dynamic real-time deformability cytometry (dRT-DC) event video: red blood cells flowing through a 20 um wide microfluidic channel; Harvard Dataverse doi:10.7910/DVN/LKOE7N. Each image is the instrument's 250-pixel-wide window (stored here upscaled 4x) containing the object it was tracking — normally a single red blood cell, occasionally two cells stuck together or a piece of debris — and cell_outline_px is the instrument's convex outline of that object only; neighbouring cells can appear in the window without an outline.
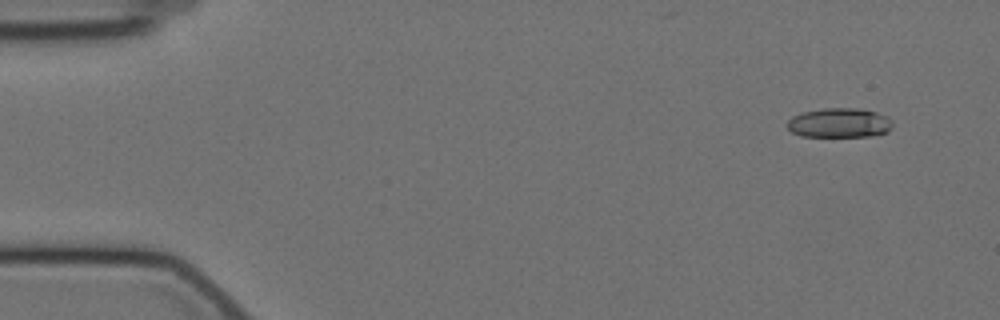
{"species": "Egyptian fruit bat (a non-hibernating species)", "species_latin": "Rousettus aegyptiacus", "temperature_condition": "cold", "stored_images_in_passage": 56, "camera_frame_rate_fps": 3000, "um_per_image_px": 0.085, "animal": {"sex": "female"}, "frame": {"image": 1, "passage_image": 5, "time_ms": 1.333, "image_size_px": [1000, 320], "cell_outline_px": [[892, 128], [888, 132], [872, 136], [800, 136], [792, 132], [788, 128], [788, 120], [792, 116], [804, 112], [824, 108], [856, 108], [876, 112], [888, 116], [892, 120]], "centroid_in_image_um": [71.38, 10.44], "position_along_channel_um": 13.6, "area_um2": 18.15}}
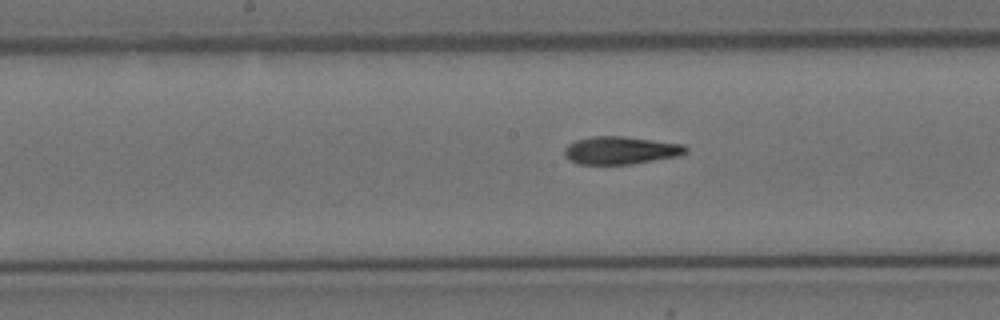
{"frame": {"image": 2, "passage_image": 30, "time_ms": 9.667, "image_size_px": [1000, 320], "cell_outline_px": [[688, 152], [680, 156], [632, 164], [580, 164], [568, 160], [564, 156], [564, 148], [568, 144], [576, 140], [592, 136], [624, 136], [684, 144], [688, 148]], "centroid_in_image_um": [52.77, 12.78], "position_along_channel_um": 195.4, "area_um2": 19.88}}
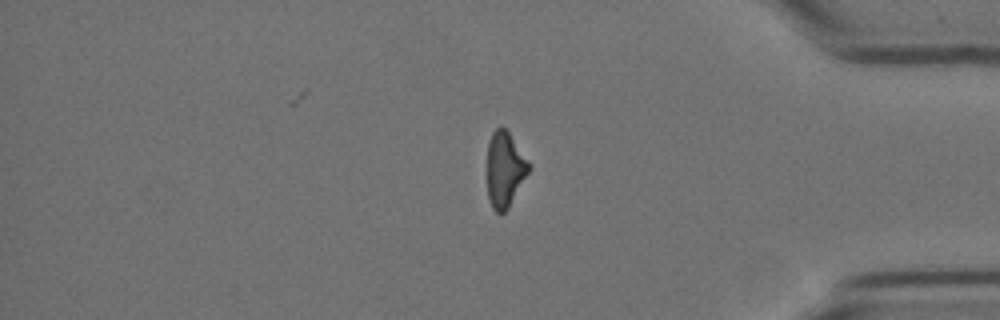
{"frame": {"image": 3, "passage_image": 49, "time_ms": 16.0, "image_size_px": [1000, 320], "cell_outline_px": [[532, 168], [508, 208], [500, 216], [492, 208], [488, 196], [488, 144], [492, 132], [500, 124], [508, 132], [532, 164]], "centroid_in_image_um": [42.94, 14.41], "position_along_channel_um": 392.3, "area_um2": 18.5}}